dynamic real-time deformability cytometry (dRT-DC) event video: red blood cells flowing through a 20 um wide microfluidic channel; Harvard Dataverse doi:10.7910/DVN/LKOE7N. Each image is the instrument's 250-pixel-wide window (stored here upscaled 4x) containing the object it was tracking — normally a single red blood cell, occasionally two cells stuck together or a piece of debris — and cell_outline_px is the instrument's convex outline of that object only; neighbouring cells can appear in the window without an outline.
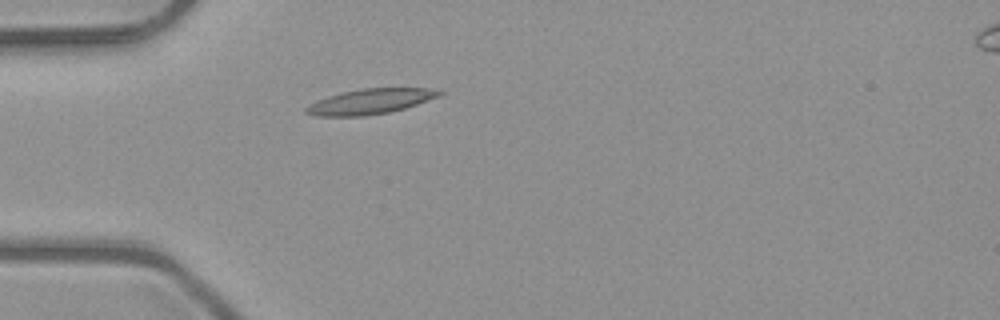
{"species": "common noctule bat (a hibernating species)", "species_latin": "Nyctalus noctula", "temperature_condition": "room temperature", "stored_images_in_passage": 1, "camera_frame_rate_fps": 3000, "um_per_image_px": 0.085, "animal": {"sex": "male", "body_mass_g": 23.1, "forearm_length_mm": 52.7}, "frame": {"image": 1, "passage_image": 1, "time_ms": 0.0, "image_size_px": [1000, 320], "cell_outline_px": [[444, 92], [440, 96], [404, 108], [388, 112], [364, 116], [316, 116], [304, 112], [304, 108], [308, 104], [328, 96], [340, 92], [360, 88], [428, 88]], "centroid_in_image_um": [31.42, 8.62], "position_along_channel_um": 53.6, "area_um2": 19.54}}